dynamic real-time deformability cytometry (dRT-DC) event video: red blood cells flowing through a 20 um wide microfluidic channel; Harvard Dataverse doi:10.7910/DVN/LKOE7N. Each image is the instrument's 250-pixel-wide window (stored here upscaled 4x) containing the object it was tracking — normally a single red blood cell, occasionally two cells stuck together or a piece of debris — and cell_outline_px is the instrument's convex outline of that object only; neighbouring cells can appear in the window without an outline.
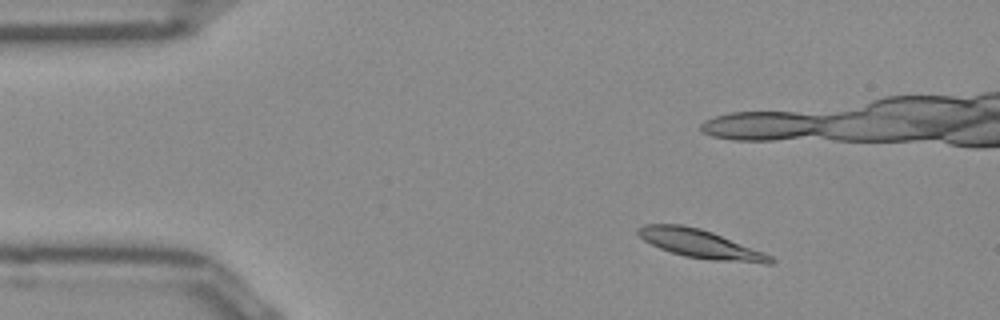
{"species": "Egyptian fruit bat (a non-hibernating species)", "species_latin": "Rousettus aegyptiacus", "temperature_condition": "room temperature", "stored_images_in_passage": 46, "camera_frame_rate_fps": 3000, "um_per_image_px": 0.085, "frame": {"image": 1, "passage_image": 1, "time_ms": 0.0, "image_size_px": [1000, 320], "cell_outline_px": [[776, 260], [772, 264], [764, 264], [712, 260], [684, 256], [660, 248], [644, 240], [636, 232], [636, 228], [644, 224], [680, 224], [700, 228], [712, 232], [764, 252], [772, 256]], "centroid_in_image_um": [59.56, 20.74], "position_along_channel_um": 25.4, "area_um2": 22.02}, "authors_computed_cell_mechanics": {"area_um2": 21.386, "velocity_mm_per_s": 3.8846, "shape_relaxation_time_tau1_ms": 3.1121, "shape_relaxation_time_tau2_ms": 3.4741, "deformation_change_tau1": 0.136, "deformation_change_tau2": 0.0867}}